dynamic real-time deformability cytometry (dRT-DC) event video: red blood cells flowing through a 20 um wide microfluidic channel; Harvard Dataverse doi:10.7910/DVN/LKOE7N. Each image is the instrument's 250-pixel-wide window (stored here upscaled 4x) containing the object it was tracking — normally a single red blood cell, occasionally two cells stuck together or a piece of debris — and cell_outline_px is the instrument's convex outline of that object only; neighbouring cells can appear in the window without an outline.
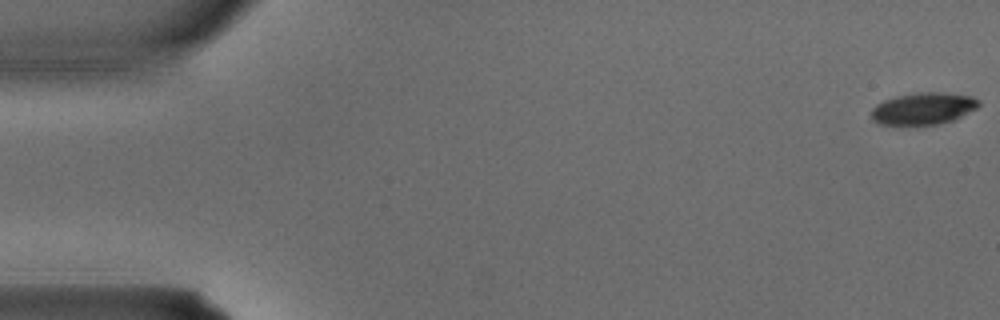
{"species": "common noctule bat (a hibernating species)", "species_latin": "Nyctalus noctula", "temperature_condition": "warm", "stored_images_in_passage": 4, "camera_frame_rate_fps": 3000, "um_per_image_px": 0.085, "animal": {"sex": "male", "body_mass_g": 15.6}, "frame": {"image": 1, "passage_image": 1, "time_ms": 0.0, "image_size_px": [1000, 320], "cell_outline_px": [[980, 104], [976, 108], [956, 120], [936, 124], [880, 124], [872, 120], [872, 108], [876, 104], [884, 100], [896, 96], [920, 92], [944, 92], [972, 96], [980, 100]], "centroid_in_image_um": [78.51, 9.21], "position_along_channel_um": 6.5, "area_um2": 20.0}}